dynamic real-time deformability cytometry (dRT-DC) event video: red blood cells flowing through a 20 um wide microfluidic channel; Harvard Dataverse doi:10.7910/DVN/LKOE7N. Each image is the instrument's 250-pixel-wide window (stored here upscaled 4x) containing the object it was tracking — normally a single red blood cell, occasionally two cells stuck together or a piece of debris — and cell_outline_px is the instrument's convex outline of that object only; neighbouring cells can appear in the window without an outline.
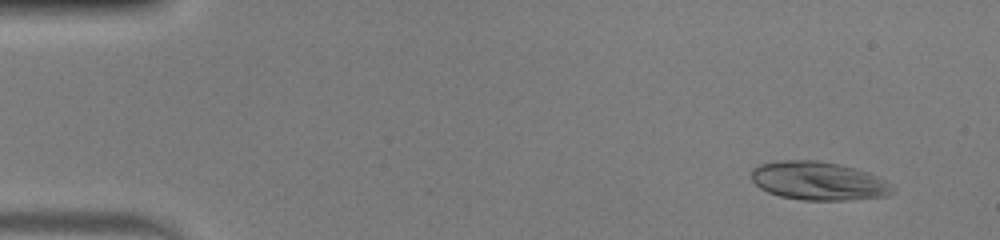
{"species": "human", "species_latin": "Homo sapiens", "temperature_condition": "warm", "stored_images_in_passage": 50, "camera_frame_rate_fps": 3000, "um_per_image_px": 0.085, "donor": {"sex": "male"}, "frame": {"image": 1, "passage_image": 4, "time_ms": 1.0, "image_size_px": [1000, 240], "cell_outline_px": [[896, 192], [888, 196], [848, 200], [804, 200], [780, 196], [768, 192], [760, 188], [752, 180], [752, 168], [760, 164], [780, 160], [816, 160], [836, 164], [868, 172], [888, 180], [896, 188]], "centroid_in_image_um": [69.62, 15.39], "position_along_channel_um": 15.4, "area_um2": 31.85}}
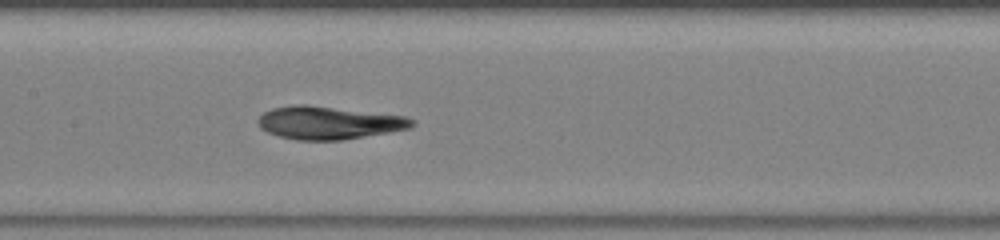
{"frame": {"image": 2, "passage_image": 25, "time_ms": 8.0, "image_size_px": [1000, 240], "cell_outline_px": [[416, 124], [412, 128], [340, 140], [296, 140], [280, 136], [268, 132], [260, 128], [256, 120], [264, 112], [272, 108], [296, 104], [304, 104], [404, 116], [416, 120]], "centroid_in_image_um": [27.93, 10.43], "position_along_channel_um": 179.5, "area_um2": 29.36}}
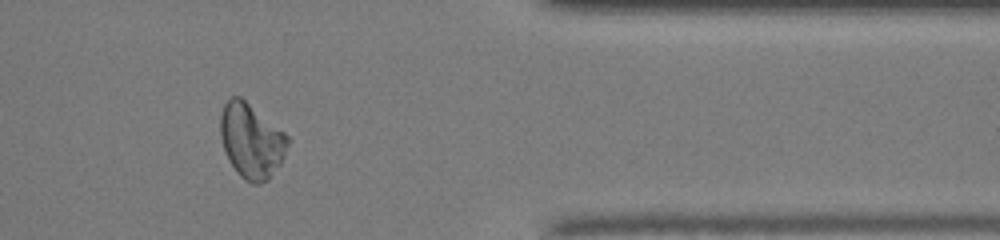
{"frame": {"image": 3, "passage_image": 42, "time_ms": 13.667, "image_size_px": [1000, 240], "cell_outline_px": [[292, 140], [280, 164], [268, 180], [260, 184], [252, 184], [244, 180], [236, 172], [228, 160], [220, 136], [220, 116], [224, 104], [232, 96], [240, 96], [284, 132]], "centroid_in_image_um": [21.37, 11.99], "position_along_channel_um": 390.0, "area_um2": 29.48}, "authors_computed_cell_mechanics": {"area_um2": 29.5069, "velocity_mm_per_s": 4.0648, "shape_relaxation_time_tau1_ms": 5.2509, "shape_relaxation_time_tau2_ms": 1.5624, "deformation_change_tau1": 0.2256, "deformation_change_tau2": 0.0773}}